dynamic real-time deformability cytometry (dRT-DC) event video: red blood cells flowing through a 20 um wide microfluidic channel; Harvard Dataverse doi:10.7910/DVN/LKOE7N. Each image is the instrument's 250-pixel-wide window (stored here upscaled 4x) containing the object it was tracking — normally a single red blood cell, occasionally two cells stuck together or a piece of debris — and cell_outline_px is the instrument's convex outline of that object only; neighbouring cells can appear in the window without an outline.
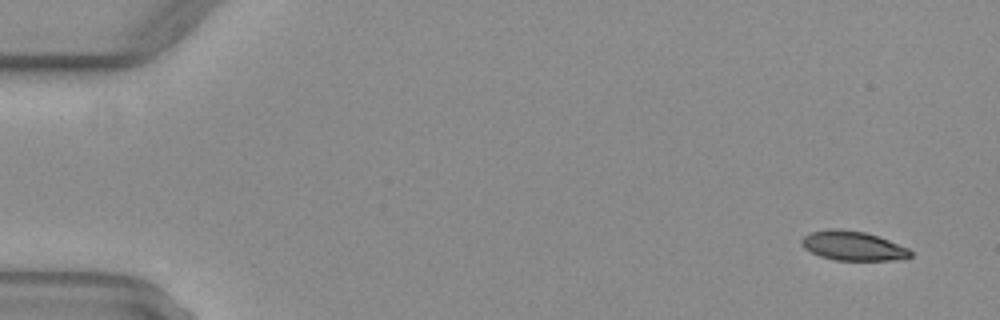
{"species": "common noctule bat (a hibernating species)", "species_latin": "Nyctalus noctula", "temperature_condition": "warm", "stored_images_in_passage": 49, "camera_frame_rate_fps": 3000, "um_per_image_px": 0.085, "animal": {"sex": "female", "body_mass_g": 29.2, "forearm_length_mm": 56.3}, "frame": {"image": 1, "passage_image": 1, "time_ms": 0.0, "image_size_px": [1000, 320], "cell_outline_px": [[912, 256], [896, 260], [836, 260], [820, 256], [804, 248], [800, 244], [800, 240], [804, 236], [812, 232], [828, 228], [840, 228], [864, 232], [880, 236], [908, 248], [912, 252]], "centroid_in_image_um": [72.49, 20.88], "position_along_channel_um": 12.5, "area_um2": 18.73}}
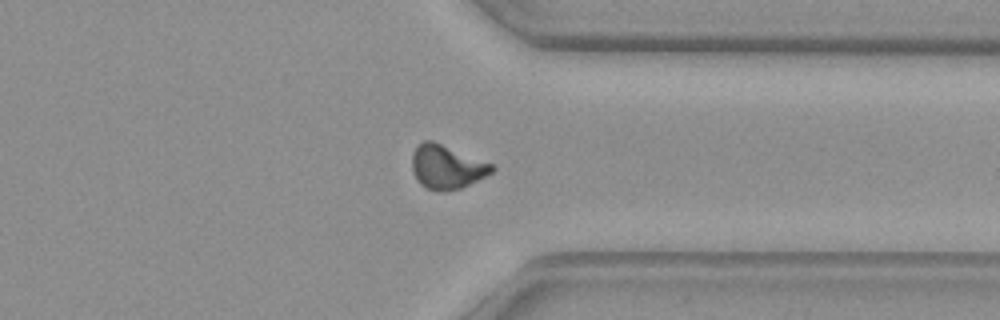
{"frame": {"image": 2, "passage_image": 38, "time_ms": 12.333, "image_size_px": [1000, 320], "cell_outline_px": [[496, 168], [492, 172], [460, 188], [448, 192], [436, 192], [420, 184], [416, 180], [412, 172], [412, 152], [416, 144], [424, 140], [432, 140], [492, 164]], "centroid_in_image_um": [37.91, 14.19], "position_along_channel_um": 373.5, "area_um2": 20.46}}
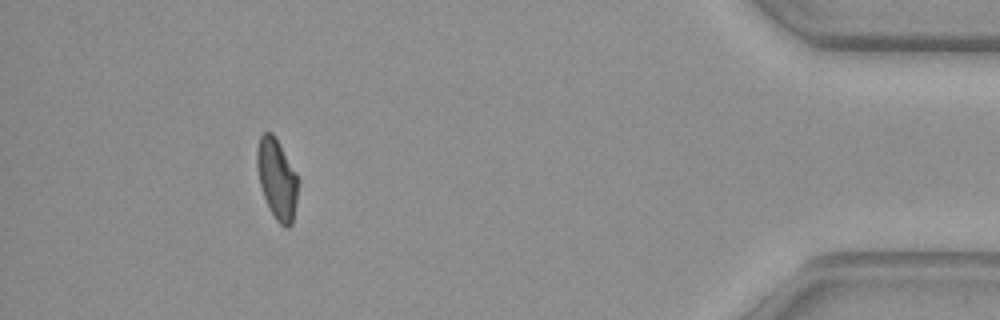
{"frame": {"image": 3, "passage_image": 45, "time_ms": 14.667, "image_size_px": [1000, 320], "cell_outline_px": [[300, 180], [292, 224], [288, 228], [284, 228], [276, 220], [268, 208], [260, 184], [256, 164], [256, 148], [260, 136], [264, 132], [272, 132], [296, 172]], "centroid_in_image_um": [23.55, 15.23], "position_along_channel_um": 411.7, "area_um2": 19.42}, "authors_computed_cell_mechanics": {"area_um2": 19.941, "velocity_mm_per_s": 4.0893, "shape_relaxation_time_tau1_ms": null, "shape_relaxation_time_tau2_ms": 3.8888, "deformation_change_tau1": null, "deformation_change_tau2": 0.0988}}